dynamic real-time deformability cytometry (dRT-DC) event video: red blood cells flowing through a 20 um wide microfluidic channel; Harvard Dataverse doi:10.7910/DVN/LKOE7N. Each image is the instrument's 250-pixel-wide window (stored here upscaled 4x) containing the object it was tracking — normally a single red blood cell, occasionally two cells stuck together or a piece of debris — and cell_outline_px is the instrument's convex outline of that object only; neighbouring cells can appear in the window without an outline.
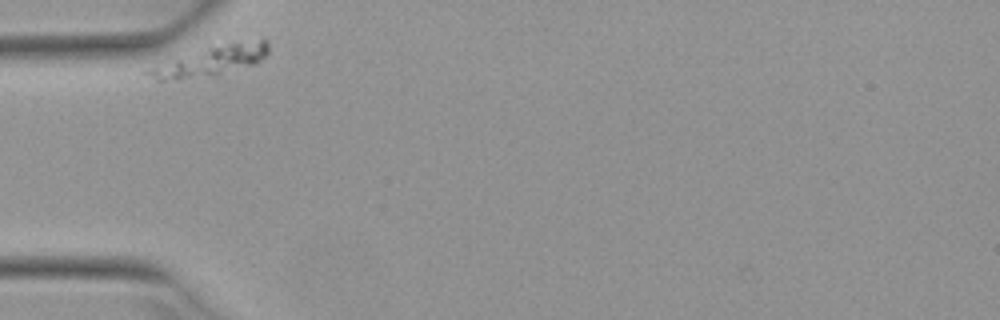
{"species": "Egyptian fruit bat (a non-hibernating species)", "species_latin": "Rousettus aegyptiacus", "temperature_condition": "warm", "stored_images_in_passage": 2, "camera_frame_rate_fps": 3000, "um_per_image_px": 0.085, "animal": {"sex": "female"}, "frame": {"image": 1, "passage_image": 1, "time_ms": 0.0, "image_size_px": [1000, 320], "cell_outline_px": [[268, 52], [260, 60], [252, 64], [216, 76], [176, 80], [156, 80], [144, 72], [152, 68], [208, 44], [260, 40], [268, 40]], "centroid_in_image_um": [17.94, 5.16], "position_along_channel_um": 67.1, "area_um2": 20.92}}